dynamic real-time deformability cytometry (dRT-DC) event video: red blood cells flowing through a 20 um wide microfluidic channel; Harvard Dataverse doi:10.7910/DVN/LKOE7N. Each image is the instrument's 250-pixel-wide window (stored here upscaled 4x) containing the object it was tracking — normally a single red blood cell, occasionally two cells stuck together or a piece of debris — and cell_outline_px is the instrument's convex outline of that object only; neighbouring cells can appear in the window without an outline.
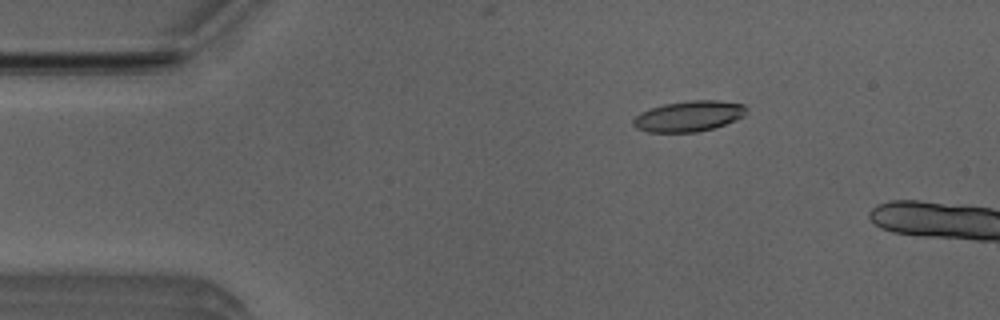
{"species": "Egyptian fruit bat (a non-hibernating species)", "species_latin": "Rousettus aegyptiacus", "temperature_condition": "room temperature", "stored_images_in_passage": 3, "camera_frame_rate_fps": 3000, "um_per_image_px": 0.085, "animal": {"sex": "male"}, "frame": {"image": 1, "passage_image": 2, "time_ms": 0.333, "image_size_px": [1000, 320], "cell_outline_px": [[748, 108], [744, 116], [736, 120], [712, 128], [696, 132], [648, 132], [636, 128], [632, 124], [632, 120], [640, 112], [664, 104], [692, 100], [716, 100], [744, 104]], "centroid_in_image_um": [58.55, 9.87], "position_along_channel_um": 26.5, "area_um2": 20.17}}